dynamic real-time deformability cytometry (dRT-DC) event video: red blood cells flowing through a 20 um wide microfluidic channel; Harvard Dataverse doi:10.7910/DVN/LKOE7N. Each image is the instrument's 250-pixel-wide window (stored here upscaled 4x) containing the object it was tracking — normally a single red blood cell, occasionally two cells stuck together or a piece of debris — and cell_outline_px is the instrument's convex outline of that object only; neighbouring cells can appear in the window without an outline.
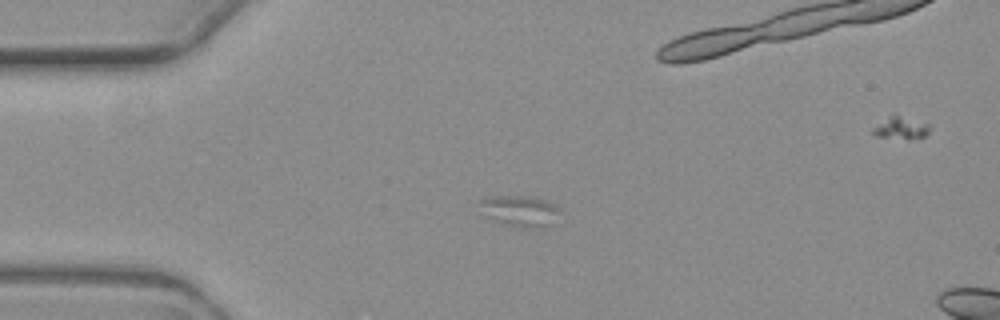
{"species": "common noctule bat (a hibernating species)", "species_latin": "Nyctalus noctula", "temperature_condition": "warm", "stored_images_in_passage": 4, "camera_frame_rate_fps": 3000, "um_per_image_px": 0.085, "animal": {"sex": "female", "body_mass_g": 19.3, "forearm_length_mm": 54.1}, "frame": {"image": 1, "passage_image": 1, "time_ms": 0.0, "image_size_px": [1000, 320], "cell_outline_px": [[560, 212], [548, 224], [512, 224], [488, 216], [476, 200], [492, 196], [532, 196], [544, 200], [560, 208]], "centroid_in_image_um": [44.15, 17.81], "position_along_channel_um": 40.8, "area_um2": 13.06}}
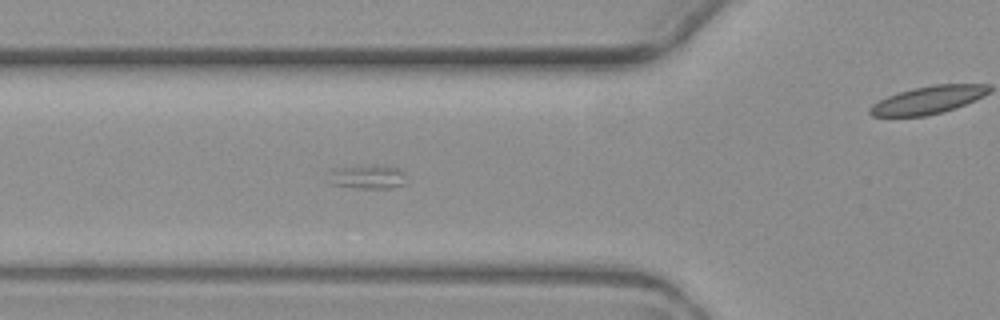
{"frame": {"image": 2, "passage_image": 3, "time_ms": 2.333, "image_size_px": [1000, 320], "cell_outline_px": [[404, 184], [392, 188], [356, 188], [328, 184], [332, 168], [396, 168], [404, 172]], "centroid_in_image_um": [31.2, 15.11], "position_along_channel_um": 94.6, "area_um2": 10.06}}